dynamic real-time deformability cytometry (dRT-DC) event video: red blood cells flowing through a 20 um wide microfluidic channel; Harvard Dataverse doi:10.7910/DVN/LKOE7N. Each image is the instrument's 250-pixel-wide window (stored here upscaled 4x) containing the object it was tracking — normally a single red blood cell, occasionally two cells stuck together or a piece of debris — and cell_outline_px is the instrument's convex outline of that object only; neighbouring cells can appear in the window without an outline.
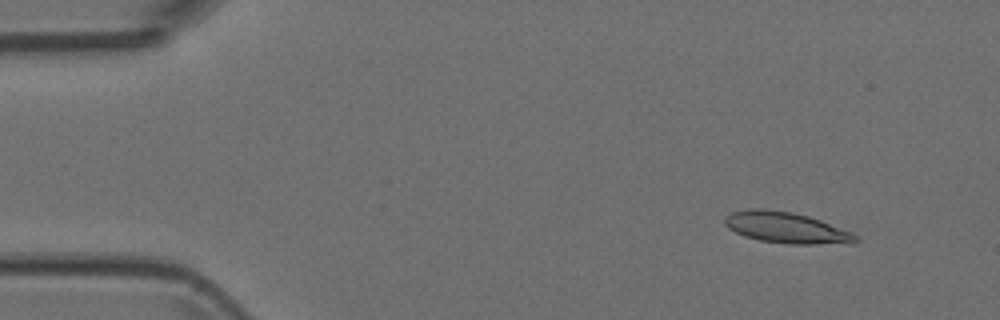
{"species": "Egyptian fruit bat (a non-hibernating species)", "species_latin": "Rousettus aegyptiacus", "temperature_condition": "room temperature", "stored_images_in_passage": 4, "camera_frame_rate_fps": 3000, "um_per_image_px": 0.085, "animal": {"sex": "female"}, "frame": {"image": 1, "passage_image": 2, "time_ms": 0.333, "image_size_px": [1000, 320], "cell_outline_px": [[860, 240], [852, 244], [788, 244], [760, 240], [744, 236], [728, 228], [724, 224], [724, 216], [732, 212], [748, 208], [764, 208], [792, 212], [808, 216], [820, 220], [852, 232]], "centroid_in_image_um": [66.83, 19.35], "position_along_channel_um": 18.2, "area_um2": 23.93}}
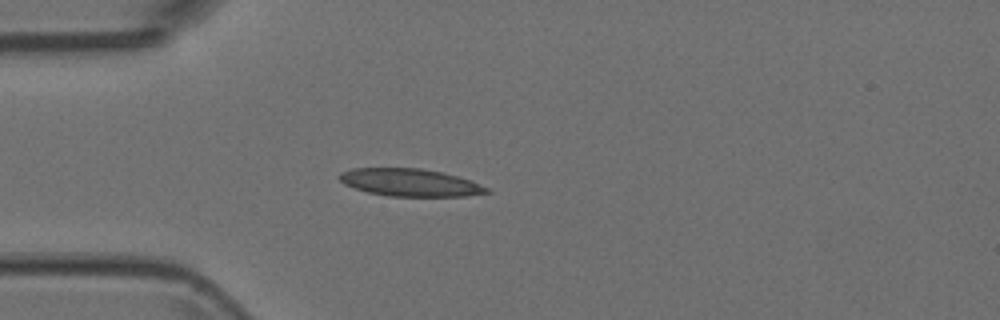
{"frame": {"image": 2, "passage_image": 4, "time_ms": 1.0, "image_size_px": [1000, 320], "cell_outline_px": [[492, 192], [464, 196], [388, 196], [368, 192], [344, 184], [336, 176], [340, 172], [352, 168], [420, 168], [440, 172], [456, 176], [468, 180], [488, 188]], "centroid_in_image_um": [34.79, 15.51], "position_along_channel_um": 50.2, "area_um2": 23.41}}